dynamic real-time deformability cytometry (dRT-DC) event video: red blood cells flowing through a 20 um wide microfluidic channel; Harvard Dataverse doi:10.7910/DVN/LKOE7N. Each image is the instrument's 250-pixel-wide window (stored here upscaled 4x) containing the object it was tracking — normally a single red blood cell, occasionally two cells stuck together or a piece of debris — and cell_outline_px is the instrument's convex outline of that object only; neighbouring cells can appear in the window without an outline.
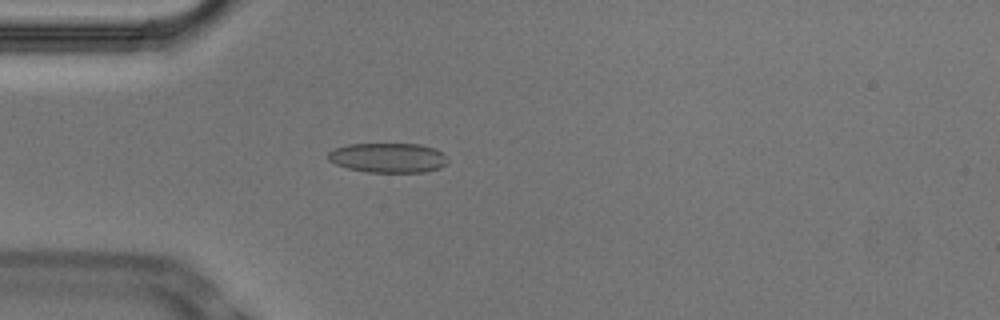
{"species": "Egyptian fruit bat (a non-hibernating species)", "species_latin": "Rousettus aegyptiacus", "temperature_condition": "cold", "stored_images_in_passage": 40, "camera_frame_rate_fps": 3000, "um_per_image_px": 0.085, "animal": {"sex": "male"}, "frame": {"image": 1, "passage_image": 1, "time_ms": 0.0, "image_size_px": [1000, 320], "cell_outline_px": [[448, 160], [440, 168], [424, 172], [368, 172], [348, 168], [336, 164], [328, 160], [328, 152], [332, 148], [348, 144], [420, 144], [436, 148], [444, 152], [448, 156]], "centroid_in_image_um": [33.01, 13.4], "position_along_channel_um": 52.0, "area_um2": 20.92}}
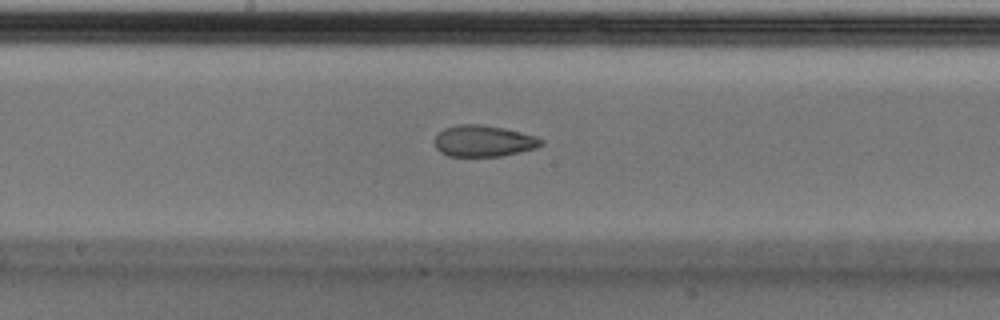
{"frame": {"image": 2, "passage_image": 14, "time_ms": 4.333, "image_size_px": [1000, 320], "cell_outline_px": [[544, 144], [536, 148], [520, 152], [500, 156], [448, 156], [440, 152], [436, 148], [436, 136], [444, 128], [456, 124], [480, 124], [504, 128], [536, 136], [544, 140]], "centroid_in_image_um": [41.12, 11.98], "position_along_channel_um": 207.1, "area_um2": 19.48}}
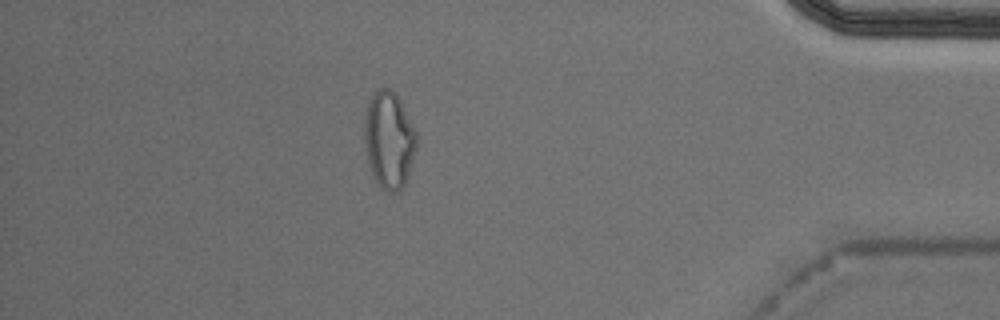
{"frame": {"image": 3, "passage_image": 33, "time_ms": 10.667, "image_size_px": [1000, 320], "cell_outline_px": [[416, 148], [404, 184], [396, 192], [388, 192], [380, 188], [372, 172], [368, 160], [364, 140], [364, 120], [368, 104], [372, 96], [380, 88], [388, 88], [396, 92], [416, 132]], "centroid_in_image_um": [33.05, 11.88], "position_along_channel_um": 402.1, "area_um2": 28.96}, "authors_computed_cell_mechanics": {"area_um2": 20.519, "velocity_mm_per_s": 3.7337, "shape_relaxation_time_tau1_ms": null, "shape_relaxation_time_tau2_ms": 2.1783, "deformation_change_tau1": null, "deformation_change_tau2": 0.0739}}